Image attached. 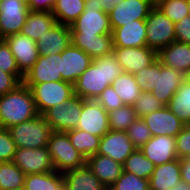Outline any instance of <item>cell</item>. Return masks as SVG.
I'll list each match as a JSON object with an SVG mask.
<instances>
[{
	"mask_svg": "<svg viewBox=\"0 0 190 190\" xmlns=\"http://www.w3.org/2000/svg\"><path fill=\"white\" fill-rule=\"evenodd\" d=\"M122 73L123 69L113 52L93 59L90 66L73 84L74 95L84 100H95Z\"/></svg>",
	"mask_w": 190,
	"mask_h": 190,
	"instance_id": "cell-1",
	"label": "cell"
},
{
	"mask_svg": "<svg viewBox=\"0 0 190 190\" xmlns=\"http://www.w3.org/2000/svg\"><path fill=\"white\" fill-rule=\"evenodd\" d=\"M38 115L32 91L24 83L0 96V127L8 129Z\"/></svg>",
	"mask_w": 190,
	"mask_h": 190,
	"instance_id": "cell-2",
	"label": "cell"
},
{
	"mask_svg": "<svg viewBox=\"0 0 190 190\" xmlns=\"http://www.w3.org/2000/svg\"><path fill=\"white\" fill-rule=\"evenodd\" d=\"M47 148L57 172L64 173L86 164L85 157L71 144L66 132L52 131Z\"/></svg>",
	"mask_w": 190,
	"mask_h": 190,
	"instance_id": "cell-3",
	"label": "cell"
},
{
	"mask_svg": "<svg viewBox=\"0 0 190 190\" xmlns=\"http://www.w3.org/2000/svg\"><path fill=\"white\" fill-rule=\"evenodd\" d=\"M8 130L17 148L46 147L52 132L50 125L41 114L33 119L11 126Z\"/></svg>",
	"mask_w": 190,
	"mask_h": 190,
	"instance_id": "cell-4",
	"label": "cell"
},
{
	"mask_svg": "<svg viewBox=\"0 0 190 190\" xmlns=\"http://www.w3.org/2000/svg\"><path fill=\"white\" fill-rule=\"evenodd\" d=\"M71 33L83 35L112 34L109 14L102 11L98 0H87L81 15L70 24Z\"/></svg>",
	"mask_w": 190,
	"mask_h": 190,
	"instance_id": "cell-5",
	"label": "cell"
},
{
	"mask_svg": "<svg viewBox=\"0 0 190 190\" xmlns=\"http://www.w3.org/2000/svg\"><path fill=\"white\" fill-rule=\"evenodd\" d=\"M147 46L159 52L176 41L175 24L155 6L145 19Z\"/></svg>",
	"mask_w": 190,
	"mask_h": 190,
	"instance_id": "cell-6",
	"label": "cell"
},
{
	"mask_svg": "<svg viewBox=\"0 0 190 190\" xmlns=\"http://www.w3.org/2000/svg\"><path fill=\"white\" fill-rule=\"evenodd\" d=\"M39 114L59 106L74 96L73 84L66 81L34 84L31 88Z\"/></svg>",
	"mask_w": 190,
	"mask_h": 190,
	"instance_id": "cell-7",
	"label": "cell"
},
{
	"mask_svg": "<svg viewBox=\"0 0 190 190\" xmlns=\"http://www.w3.org/2000/svg\"><path fill=\"white\" fill-rule=\"evenodd\" d=\"M83 99L74 95L59 106L47 110L43 116L52 131L67 132L76 129L82 111Z\"/></svg>",
	"mask_w": 190,
	"mask_h": 190,
	"instance_id": "cell-8",
	"label": "cell"
},
{
	"mask_svg": "<svg viewBox=\"0 0 190 190\" xmlns=\"http://www.w3.org/2000/svg\"><path fill=\"white\" fill-rule=\"evenodd\" d=\"M113 54L123 69V72L132 75L152 65L158 59V52L148 46L127 48L113 47Z\"/></svg>",
	"mask_w": 190,
	"mask_h": 190,
	"instance_id": "cell-9",
	"label": "cell"
},
{
	"mask_svg": "<svg viewBox=\"0 0 190 190\" xmlns=\"http://www.w3.org/2000/svg\"><path fill=\"white\" fill-rule=\"evenodd\" d=\"M12 162L27 174L55 171L48 148H17Z\"/></svg>",
	"mask_w": 190,
	"mask_h": 190,
	"instance_id": "cell-10",
	"label": "cell"
},
{
	"mask_svg": "<svg viewBox=\"0 0 190 190\" xmlns=\"http://www.w3.org/2000/svg\"><path fill=\"white\" fill-rule=\"evenodd\" d=\"M154 7L152 0L122 1L108 13L112 30L134 20H145Z\"/></svg>",
	"mask_w": 190,
	"mask_h": 190,
	"instance_id": "cell-11",
	"label": "cell"
},
{
	"mask_svg": "<svg viewBox=\"0 0 190 190\" xmlns=\"http://www.w3.org/2000/svg\"><path fill=\"white\" fill-rule=\"evenodd\" d=\"M29 12L18 0H0V39L20 33Z\"/></svg>",
	"mask_w": 190,
	"mask_h": 190,
	"instance_id": "cell-12",
	"label": "cell"
},
{
	"mask_svg": "<svg viewBox=\"0 0 190 190\" xmlns=\"http://www.w3.org/2000/svg\"><path fill=\"white\" fill-rule=\"evenodd\" d=\"M61 53L40 56L32 68L24 75L23 83L31 88L34 84L62 81Z\"/></svg>",
	"mask_w": 190,
	"mask_h": 190,
	"instance_id": "cell-13",
	"label": "cell"
},
{
	"mask_svg": "<svg viewBox=\"0 0 190 190\" xmlns=\"http://www.w3.org/2000/svg\"><path fill=\"white\" fill-rule=\"evenodd\" d=\"M76 129L102 137L109 128L108 113L96 100H84Z\"/></svg>",
	"mask_w": 190,
	"mask_h": 190,
	"instance_id": "cell-14",
	"label": "cell"
},
{
	"mask_svg": "<svg viewBox=\"0 0 190 190\" xmlns=\"http://www.w3.org/2000/svg\"><path fill=\"white\" fill-rule=\"evenodd\" d=\"M3 40L8 44L20 72L25 75L39 57L36 41L21 33L7 36Z\"/></svg>",
	"mask_w": 190,
	"mask_h": 190,
	"instance_id": "cell-15",
	"label": "cell"
},
{
	"mask_svg": "<svg viewBox=\"0 0 190 190\" xmlns=\"http://www.w3.org/2000/svg\"><path fill=\"white\" fill-rule=\"evenodd\" d=\"M183 81L182 72L163 65L159 59L156 60V85L151 93L164 106L168 105Z\"/></svg>",
	"mask_w": 190,
	"mask_h": 190,
	"instance_id": "cell-16",
	"label": "cell"
},
{
	"mask_svg": "<svg viewBox=\"0 0 190 190\" xmlns=\"http://www.w3.org/2000/svg\"><path fill=\"white\" fill-rule=\"evenodd\" d=\"M135 149L126 131L109 130L101 137L97 154L108 156L123 165Z\"/></svg>",
	"mask_w": 190,
	"mask_h": 190,
	"instance_id": "cell-17",
	"label": "cell"
},
{
	"mask_svg": "<svg viewBox=\"0 0 190 190\" xmlns=\"http://www.w3.org/2000/svg\"><path fill=\"white\" fill-rule=\"evenodd\" d=\"M92 62L93 59L88 54L71 43L61 53L62 81L74 84Z\"/></svg>",
	"mask_w": 190,
	"mask_h": 190,
	"instance_id": "cell-18",
	"label": "cell"
},
{
	"mask_svg": "<svg viewBox=\"0 0 190 190\" xmlns=\"http://www.w3.org/2000/svg\"><path fill=\"white\" fill-rule=\"evenodd\" d=\"M152 136L168 135L176 137L185 124L167 107L142 117Z\"/></svg>",
	"mask_w": 190,
	"mask_h": 190,
	"instance_id": "cell-19",
	"label": "cell"
},
{
	"mask_svg": "<svg viewBox=\"0 0 190 190\" xmlns=\"http://www.w3.org/2000/svg\"><path fill=\"white\" fill-rule=\"evenodd\" d=\"M140 151L155 166L178 159L175 137L168 135L152 136Z\"/></svg>",
	"mask_w": 190,
	"mask_h": 190,
	"instance_id": "cell-20",
	"label": "cell"
},
{
	"mask_svg": "<svg viewBox=\"0 0 190 190\" xmlns=\"http://www.w3.org/2000/svg\"><path fill=\"white\" fill-rule=\"evenodd\" d=\"M36 43L40 56L60 54L72 43L70 26L57 23Z\"/></svg>",
	"mask_w": 190,
	"mask_h": 190,
	"instance_id": "cell-21",
	"label": "cell"
},
{
	"mask_svg": "<svg viewBox=\"0 0 190 190\" xmlns=\"http://www.w3.org/2000/svg\"><path fill=\"white\" fill-rule=\"evenodd\" d=\"M71 42L92 59L103 57L113 52L112 34L83 35V33H71Z\"/></svg>",
	"mask_w": 190,
	"mask_h": 190,
	"instance_id": "cell-22",
	"label": "cell"
},
{
	"mask_svg": "<svg viewBox=\"0 0 190 190\" xmlns=\"http://www.w3.org/2000/svg\"><path fill=\"white\" fill-rule=\"evenodd\" d=\"M113 47H144L146 41L145 20H134L132 23L112 30Z\"/></svg>",
	"mask_w": 190,
	"mask_h": 190,
	"instance_id": "cell-23",
	"label": "cell"
},
{
	"mask_svg": "<svg viewBox=\"0 0 190 190\" xmlns=\"http://www.w3.org/2000/svg\"><path fill=\"white\" fill-rule=\"evenodd\" d=\"M87 166L108 189L123 172V165L108 156L95 154L86 159Z\"/></svg>",
	"mask_w": 190,
	"mask_h": 190,
	"instance_id": "cell-24",
	"label": "cell"
},
{
	"mask_svg": "<svg viewBox=\"0 0 190 190\" xmlns=\"http://www.w3.org/2000/svg\"><path fill=\"white\" fill-rule=\"evenodd\" d=\"M159 61L185 74L190 69V44L174 41L158 52Z\"/></svg>",
	"mask_w": 190,
	"mask_h": 190,
	"instance_id": "cell-25",
	"label": "cell"
},
{
	"mask_svg": "<svg viewBox=\"0 0 190 190\" xmlns=\"http://www.w3.org/2000/svg\"><path fill=\"white\" fill-rule=\"evenodd\" d=\"M181 181L180 159L172 160L154 168L149 179L150 190H167Z\"/></svg>",
	"mask_w": 190,
	"mask_h": 190,
	"instance_id": "cell-26",
	"label": "cell"
},
{
	"mask_svg": "<svg viewBox=\"0 0 190 190\" xmlns=\"http://www.w3.org/2000/svg\"><path fill=\"white\" fill-rule=\"evenodd\" d=\"M63 178L67 190H107L87 164L64 172Z\"/></svg>",
	"mask_w": 190,
	"mask_h": 190,
	"instance_id": "cell-27",
	"label": "cell"
},
{
	"mask_svg": "<svg viewBox=\"0 0 190 190\" xmlns=\"http://www.w3.org/2000/svg\"><path fill=\"white\" fill-rule=\"evenodd\" d=\"M55 24L57 22L51 12L30 10L20 33L28 36L32 40L38 41Z\"/></svg>",
	"mask_w": 190,
	"mask_h": 190,
	"instance_id": "cell-28",
	"label": "cell"
},
{
	"mask_svg": "<svg viewBox=\"0 0 190 190\" xmlns=\"http://www.w3.org/2000/svg\"><path fill=\"white\" fill-rule=\"evenodd\" d=\"M25 190H67L63 173L52 171L47 173L27 174L24 182Z\"/></svg>",
	"mask_w": 190,
	"mask_h": 190,
	"instance_id": "cell-29",
	"label": "cell"
},
{
	"mask_svg": "<svg viewBox=\"0 0 190 190\" xmlns=\"http://www.w3.org/2000/svg\"><path fill=\"white\" fill-rule=\"evenodd\" d=\"M111 86L124 105L133 106L142 92L141 87L136 82L135 76L127 72H123L119 75Z\"/></svg>",
	"mask_w": 190,
	"mask_h": 190,
	"instance_id": "cell-30",
	"label": "cell"
},
{
	"mask_svg": "<svg viewBox=\"0 0 190 190\" xmlns=\"http://www.w3.org/2000/svg\"><path fill=\"white\" fill-rule=\"evenodd\" d=\"M85 3V0H57L51 13L57 23L70 26L84 11Z\"/></svg>",
	"mask_w": 190,
	"mask_h": 190,
	"instance_id": "cell-31",
	"label": "cell"
},
{
	"mask_svg": "<svg viewBox=\"0 0 190 190\" xmlns=\"http://www.w3.org/2000/svg\"><path fill=\"white\" fill-rule=\"evenodd\" d=\"M167 107L185 124H190V83L183 81Z\"/></svg>",
	"mask_w": 190,
	"mask_h": 190,
	"instance_id": "cell-32",
	"label": "cell"
},
{
	"mask_svg": "<svg viewBox=\"0 0 190 190\" xmlns=\"http://www.w3.org/2000/svg\"><path fill=\"white\" fill-rule=\"evenodd\" d=\"M66 133L71 144L85 157V159L97 154L101 137L78 129H72Z\"/></svg>",
	"mask_w": 190,
	"mask_h": 190,
	"instance_id": "cell-33",
	"label": "cell"
},
{
	"mask_svg": "<svg viewBox=\"0 0 190 190\" xmlns=\"http://www.w3.org/2000/svg\"><path fill=\"white\" fill-rule=\"evenodd\" d=\"M155 165L140 151L135 149L125 160L123 171L130 172L144 179H150Z\"/></svg>",
	"mask_w": 190,
	"mask_h": 190,
	"instance_id": "cell-34",
	"label": "cell"
},
{
	"mask_svg": "<svg viewBox=\"0 0 190 190\" xmlns=\"http://www.w3.org/2000/svg\"><path fill=\"white\" fill-rule=\"evenodd\" d=\"M25 174L12 161L0 163V190L24 188Z\"/></svg>",
	"mask_w": 190,
	"mask_h": 190,
	"instance_id": "cell-35",
	"label": "cell"
},
{
	"mask_svg": "<svg viewBox=\"0 0 190 190\" xmlns=\"http://www.w3.org/2000/svg\"><path fill=\"white\" fill-rule=\"evenodd\" d=\"M137 118L134 107L124 105L108 113L109 128L112 131H126Z\"/></svg>",
	"mask_w": 190,
	"mask_h": 190,
	"instance_id": "cell-36",
	"label": "cell"
},
{
	"mask_svg": "<svg viewBox=\"0 0 190 190\" xmlns=\"http://www.w3.org/2000/svg\"><path fill=\"white\" fill-rule=\"evenodd\" d=\"M157 6L174 24L189 15L187 0H161Z\"/></svg>",
	"mask_w": 190,
	"mask_h": 190,
	"instance_id": "cell-37",
	"label": "cell"
},
{
	"mask_svg": "<svg viewBox=\"0 0 190 190\" xmlns=\"http://www.w3.org/2000/svg\"><path fill=\"white\" fill-rule=\"evenodd\" d=\"M107 190H150L149 180L123 171L116 182Z\"/></svg>",
	"mask_w": 190,
	"mask_h": 190,
	"instance_id": "cell-38",
	"label": "cell"
},
{
	"mask_svg": "<svg viewBox=\"0 0 190 190\" xmlns=\"http://www.w3.org/2000/svg\"><path fill=\"white\" fill-rule=\"evenodd\" d=\"M126 133L136 149H140L152 137L150 129L141 117L135 119Z\"/></svg>",
	"mask_w": 190,
	"mask_h": 190,
	"instance_id": "cell-39",
	"label": "cell"
},
{
	"mask_svg": "<svg viewBox=\"0 0 190 190\" xmlns=\"http://www.w3.org/2000/svg\"><path fill=\"white\" fill-rule=\"evenodd\" d=\"M137 117L160 110L164 105L149 91H142L133 105Z\"/></svg>",
	"mask_w": 190,
	"mask_h": 190,
	"instance_id": "cell-40",
	"label": "cell"
},
{
	"mask_svg": "<svg viewBox=\"0 0 190 190\" xmlns=\"http://www.w3.org/2000/svg\"><path fill=\"white\" fill-rule=\"evenodd\" d=\"M0 69L16 75L23 82L24 75L20 72L8 44L3 39H0Z\"/></svg>",
	"mask_w": 190,
	"mask_h": 190,
	"instance_id": "cell-41",
	"label": "cell"
},
{
	"mask_svg": "<svg viewBox=\"0 0 190 190\" xmlns=\"http://www.w3.org/2000/svg\"><path fill=\"white\" fill-rule=\"evenodd\" d=\"M16 149L9 130L0 127V163L12 161Z\"/></svg>",
	"mask_w": 190,
	"mask_h": 190,
	"instance_id": "cell-42",
	"label": "cell"
},
{
	"mask_svg": "<svg viewBox=\"0 0 190 190\" xmlns=\"http://www.w3.org/2000/svg\"><path fill=\"white\" fill-rule=\"evenodd\" d=\"M136 82L141 87V91H149L152 92L156 85V61L140 70L135 75Z\"/></svg>",
	"mask_w": 190,
	"mask_h": 190,
	"instance_id": "cell-43",
	"label": "cell"
},
{
	"mask_svg": "<svg viewBox=\"0 0 190 190\" xmlns=\"http://www.w3.org/2000/svg\"><path fill=\"white\" fill-rule=\"evenodd\" d=\"M95 100L107 113L124 106L112 86L107 87Z\"/></svg>",
	"mask_w": 190,
	"mask_h": 190,
	"instance_id": "cell-44",
	"label": "cell"
},
{
	"mask_svg": "<svg viewBox=\"0 0 190 190\" xmlns=\"http://www.w3.org/2000/svg\"><path fill=\"white\" fill-rule=\"evenodd\" d=\"M176 153L179 159L190 153V124L185 125L175 137Z\"/></svg>",
	"mask_w": 190,
	"mask_h": 190,
	"instance_id": "cell-45",
	"label": "cell"
},
{
	"mask_svg": "<svg viewBox=\"0 0 190 190\" xmlns=\"http://www.w3.org/2000/svg\"><path fill=\"white\" fill-rule=\"evenodd\" d=\"M23 82L14 74L0 69V96L15 90Z\"/></svg>",
	"mask_w": 190,
	"mask_h": 190,
	"instance_id": "cell-46",
	"label": "cell"
},
{
	"mask_svg": "<svg viewBox=\"0 0 190 190\" xmlns=\"http://www.w3.org/2000/svg\"><path fill=\"white\" fill-rule=\"evenodd\" d=\"M176 41L190 44V15L175 24Z\"/></svg>",
	"mask_w": 190,
	"mask_h": 190,
	"instance_id": "cell-47",
	"label": "cell"
},
{
	"mask_svg": "<svg viewBox=\"0 0 190 190\" xmlns=\"http://www.w3.org/2000/svg\"><path fill=\"white\" fill-rule=\"evenodd\" d=\"M57 0H29L28 7L31 11L52 12Z\"/></svg>",
	"mask_w": 190,
	"mask_h": 190,
	"instance_id": "cell-48",
	"label": "cell"
},
{
	"mask_svg": "<svg viewBox=\"0 0 190 190\" xmlns=\"http://www.w3.org/2000/svg\"><path fill=\"white\" fill-rule=\"evenodd\" d=\"M181 181L190 185V163L180 159Z\"/></svg>",
	"mask_w": 190,
	"mask_h": 190,
	"instance_id": "cell-49",
	"label": "cell"
},
{
	"mask_svg": "<svg viewBox=\"0 0 190 190\" xmlns=\"http://www.w3.org/2000/svg\"><path fill=\"white\" fill-rule=\"evenodd\" d=\"M125 0H98V3L101 4L102 11L109 13L117 4Z\"/></svg>",
	"mask_w": 190,
	"mask_h": 190,
	"instance_id": "cell-50",
	"label": "cell"
},
{
	"mask_svg": "<svg viewBox=\"0 0 190 190\" xmlns=\"http://www.w3.org/2000/svg\"><path fill=\"white\" fill-rule=\"evenodd\" d=\"M167 190H190V185L183 181H180L176 186Z\"/></svg>",
	"mask_w": 190,
	"mask_h": 190,
	"instance_id": "cell-51",
	"label": "cell"
},
{
	"mask_svg": "<svg viewBox=\"0 0 190 190\" xmlns=\"http://www.w3.org/2000/svg\"><path fill=\"white\" fill-rule=\"evenodd\" d=\"M184 80L190 83V69L184 74Z\"/></svg>",
	"mask_w": 190,
	"mask_h": 190,
	"instance_id": "cell-52",
	"label": "cell"
},
{
	"mask_svg": "<svg viewBox=\"0 0 190 190\" xmlns=\"http://www.w3.org/2000/svg\"><path fill=\"white\" fill-rule=\"evenodd\" d=\"M182 160H183L184 162H189V163H190V153H188L187 155H185V156L182 158Z\"/></svg>",
	"mask_w": 190,
	"mask_h": 190,
	"instance_id": "cell-53",
	"label": "cell"
},
{
	"mask_svg": "<svg viewBox=\"0 0 190 190\" xmlns=\"http://www.w3.org/2000/svg\"><path fill=\"white\" fill-rule=\"evenodd\" d=\"M18 2L24 3L28 6L29 0H18Z\"/></svg>",
	"mask_w": 190,
	"mask_h": 190,
	"instance_id": "cell-54",
	"label": "cell"
},
{
	"mask_svg": "<svg viewBox=\"0 0 190 190\" xmlns=\"http://www.w3.org/2000/svg\"><path fill=\"white\" fill-rule=\"evenodd\" d=\"M187 7H188L189 15H190V0H187Z\"/></svg>",
	"mask_w": 190,
	"mask_h": 190,
	"instance_id": "cell-55",
	"label": "cell"
},
{
	"mask_svg": "<svg viewBox=\"0 0 190 190\" xmlns=\"http://www.w3.org/2000/svg\"><path fill=\"white\" fill-rule=\"evenodd\" d=\"M153 3L156 5L158 2H160L161 0H152Z\"/></svg>",
	"mask_w": 190,
	"mask_h": 190,
	"instance_id": "cell-56",
	"label": "cell"
}]
</instances>
